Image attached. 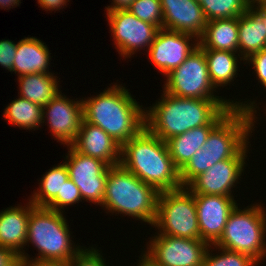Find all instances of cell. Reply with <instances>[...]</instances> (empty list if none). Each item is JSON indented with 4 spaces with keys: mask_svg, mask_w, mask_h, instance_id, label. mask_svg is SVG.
Masks as SVG:
<instances>
[{
    "mask_svg": "<svg viewBox=\"0 0 266 266\" xmlns=\"http://www.w3.org/2000/svg\"><path fill=\"white\" fill-rule=\"evenodd\" d=\"M250 6H255V3H257L256 5L259 4H266V0H248Z\"/></svg>",
    "mask_w": 266,
    "mask_h": 266,
    "instance_id": "b9f144b4",
    "label": "cell"
},
{
    "mask_svg": "<svg viewBox=\"0 0 266 266\" xmlns=\"http://www.w3.org/2000/svg\"><path fill=\"white\" fill-rule=\"evenodd\" d=\"M43 107L20 96L13 100L4 110V118L19 128H39L43 122Z\"/></svg>",
    "mask_w": 266,
    "mask_h": 266,
    "instance_id": "484cf974",
    "label": "cell"
},
{
    "mask_svg": "<svg viewBox=\"0 0 266 266\" xmlns=\"http://www.w3.org/2000/svg\"><path fill=\"white\" fill-rule=\"evenodd\" d=\"M247 61L253 65L259 82L266 88V48L252 54Z\"/></svg>",
    "mask_w": 266,
    "mask_h": 266,
    "instance_id": "836d02e7",
    "label": "cell"
},
{
    "mask_svg": "<svg viewBox=\"0 0 266 266\" xmlns=\"http://www.w3.org/2000/svg\"><path fill=\"white\" fill-rule=\"evenodd\" d=\"M27 204L26 207L15 206L0 212V246L16 252L21 261L29 258L23 247L26 245L28 220L34 204L30 200Z\"/></svg>",
    "mask_w": 266,
    "mask_h": 266,
    "instance_id": "d6986e66",
    "label": "cell"
},
{
    "mask_svg": "<svg viewBox=\"0 0 266 266\" xmlns=\"http://www.w3.org/2000/svg\"><path fill=\"white\" fill-rule=\"evenodd\" d=\"M119 164L159 192L182 187L166 142L146 127L121 146Z\"/></svg>",
    "mask_w": 266,
    "mask_h": 266,
    "instance_id": "3957f363",
    "label": "cell"
},
{
    "mask_svg": "<svg viewBox=\"0 0 266 266\" xmlns=\"http://www.w3.org/2000/svg\"><path fill=\"white\" fill-rule=\"evenodd\" d=\"M83 117L104 130L121 146L145 127V110L122 85H113L83 100Z\"/></svg>",
    "mask_w": 266,
    "mask_h": 266,
    "instance_id": "277c9868",
    "label": "cell"
},
{
    "mask_svg": "<svg viewBox=\"0 0 266 266\" xmlns=\"http://www.w3.org/2000/svg\"><path fill=\"white\" fill-rule=\"evenodd\" d=\"M192 38L195 36L164 28L159 29L148 49L151 62L166 76L180 66L199 46L196 39H194L196 43L190 45Z\"/></svg>",
    "mask_w": 266,
    "mask_h": 266,
    "instance_id": "4fadbf2b",
    "label": "cell"
},
{
    "mask_svg": "<svg viewBox=\"0 0 266 266\" xmlns=\"http://www.w3.org/2000/svg\"><path fill=\"white\" fill-rule=\"evenodd\" d=\"M245 164V159L221 160L196 176L186 187L193 194L233 196L231 188L238 183Z\"/></svg>",
    "mask_w": 266,
    "mask_h": 266,
    "instance_id": "2e32d148",
    "label": "cell"
},
{
    "mask_svg": "<svg viewBox=\"0 0 266 266\" xmlns=\"http://www.w3.org/2000/svg\"><path fill=\"white\" fill-rule=\"evenodd\" d=\"M140 258H141V260H139L140 262L138 263L137 266H155L150 261H148L144 256H142Z\"/></svg>",
    "mask_w": 266,
    "mask_h": 266,
    "instance_id": "60d3db41",
    "label": "cell"
},
{
    "mask_svg": "<svg viewBox=\"0 0 266 266\" xmlns=\"http://www.w3.org/2000/svg\"><path fill=\"white\" fill-rule=\"evenodd\" d=\"M38 4H40V7H42L44 10H60L61 7L66 5L69 0H37Z\"/></svg>",
    "mask_w": 266,
    "mask_h": 266,
    "instance_id": "d590c367",
    "label": "cell"
},
{
    "mask_svg": "<svg viewBox=\"0 0 266 266\" xmlns=\"http://www.w3.org/2000/svg\"><path fill=\"white\" fill-rule=\"evenodd\" d=\"M265 232L266 213L261 205L243 210L236 205L214 246L248 255L258 263L266 258Z\"/></svg>",
    "mask_w": 266,
    "mask_h": 266,
    "instance_id": "52a82bcc",
    "label": "cell"
},
{
    "mask_svg": "<svg viewBox=\"0 0 266 266\" xmlns=\"http://www.w3.org/2000/svg\"><path fill=\"white\" fill-rule=\"evenodd\" d=\"M163 28L190 34L198 40L206 27L207 19L200 2L196 0H160Z\"/></svg>",
    "mask_w": 266,
    "mask_h": 266,
    "instance_id": "e0dca14e",
    "label": "cell"
},
{
    "mask_svg": "<svg viewBox=\"0 0 266 266\" xmlns=\"http://www.w3.org/2000/svg\"><path fill=\"white\" fill-rule=\"evenodd\" d=\"M79 188L69 178L61 188V195H57L46 207L54 211L61 212L64 206L74 205L81 200Z\"/></svg>",
    "mask_w": 266,
    "mask_h": 266,
    "instance_id": "4dcf8cb0",
    "label": "cell"
},
{
    "mask_svg": "<svg viewBox=\"0 0 266 266\" xmlns=\"http://www.w3.org/2000/svg\"><path fill=\"white\" fill-rule=\"evenodd\" d=\"M64 162L69 178L79 188L83 200L101 206L104 199L109 166L94 157L77 152L71 145Z\"/></svg>",
    "mask_w": 266,
    "mask_h": 266,
    "instance_id": "8fae6325",
    "label": "cell"
},
{
    "mask_svg": "<svg viewBox=\"0 0 266 266\" xmlns=\"http://www.w3.org/2000/svg\"><path fill=\"white\" fill-rule=\"evenodd\" d=\"M42 114L43 123L47 118L52 135L68 147L77 138L84 119L83 102L82 100L73 101L58 93L50 103L43 106Z\"/></svg>",
    "mask_w": 266,
    "mask_h": 266,
    "instance_id": "9a60e30c",
    "label": "cell"
},
{
    "mask_svg": "<svg viewBox=\"0 0 266 266\" xmlns=\"http://www.w3.org/2000/svg\"><path fill=\"white\" fill-rule=\"evenodd\" d=\"M162 95L145 110V127L165 142L199 126L217 125L234 107L251 110L252 114L257 111L255 102L181 98L164 91Z\"/></svg>",
    "mask_w": 266,
    "mask_h": 266,
    "instance_id": "6da1fadb",
    "label": "cell"
},
{
    "mask_svg": "<svg viewBox=\"0 0 266 266\" xmlns=\"http://www.w3.org/2000/svg\"><path fill=\"white\" fill-rule=\"evenodd\" d=\"M215 126H199L166 141L169 154L179 171L188 163L196 151L203 147L209 133Z\"/></svg>",
    "mask_w": 266,
    "mask_h": 266,
    "instance_id": "603a6c76",
    "label": "cell"
},
{
    "mask_svg": "<svg viewBox=\"0 0 266 266\" xmlns=\"http://www.w3.org/2000/svg\"><path fill=\"white\" fill-rule=\"evenodd\" d=\"M166 78L163 91L168 94L181 98L225 100L213 95L215 87L210 80L204 50L200 46Z\"/></svg>",
    "mask_w": 266,
    "mask_h": 266,
    "instance_id": "9c48e42d",
    "label": "cell"
},
{
    "mask_svg": "<svg viewBox=\"0 0 266 266\" xmlns=\"http://www.w3.org/2000/svg\"><path fill=\"white\" fill-rule=\"evenodd\" d=\"M220 255L210 254L208 248L202 266H255L258 263L250 256L240 252L218 247ZM213 255V256H212Z\"/></svg>",
    "mask_w": 266,
    "mask_h": 266,
    "instance_id": "f546056e",
    "label": "cell"
},
{
    "mask_svg": "<svg viewBox=\"0 0 266 266\" xmlns=\"http://www.w3.org/2000/svg\"><path fill=\"white\" fill-rule=\"evenodd\" d=\"M265 48L266 29L262 16L254 6H250L238 17V50L242 56L239 58L245 61L252 54Z\"/></svg>",
    "mask_w": 266,
    "mask_h": 266,
    "instance_id": "ffe728a7",
    "label": "cell"
},
{
    "mask_svg": "<svg viewBox=\"0 0 266 266\" xmlns=\"http://www.w3.org/2000/svg\"><path fill=\"white\" fill-rule=\"evenodd\" d=\"M0 266H21L20 255L0 246Z\"/></svg>",
    "mask_w": 266,
    "mask_h": 266,
    "instance_id": "e575fe53",
    "label": "cell"
},
{
    "mask_svg": "<svg viewBox=\"0 0 266 266\" xmlns=\"http://www.w3.org/2000/svg\"><path fill=\"white\" fill-rule=\"evenodd\" d=\"M71 146L79 153L105 162L109 167L117 166L121 158V145L100 127L82 121L77 138Z\"/></svg>",
    "mask_w": 266,
    "mask_h": 266,
    "instance_id": "ac0fdd59",
    "label": "cell"
},
{
    "mask_svg": "<svg viewBox=\"0 0 266 266\" xmlns=\"http://www.w3.org/2000/svg\"><path fill=\"white\" fill-rule=\"evenodd\" d=\"M140 20L163 28V13L160 0H135L127 9Z\"/></svg>",
    "mask_w": 266,
    "mask_h": 266,
    "instance_id": "f1b7e54d",
    "label": "cell"
},
{
    "mask_svg": "<svg viewBox=\"0 0 266 266\" xmlns=\"http://www.w3.org/2000/svg\"><path fill=\"white\" fill-rule=\"evenodd\" d=\"M207 21L236 18L250 7L248 0H200Z\"/></svg>",
    "mask_w": 266,
    "mask_h": 266,
    "instance_id": "83f0119b",
    "label": "cell"
},
{
    "mask_svg": "<svg viewBox=\"0 0 266 266\" xmlns=\"http://www.w3.org/2000/svg\"><path fill=\"white\" fill-rule=\"evenodd\" d=\"M69 179L67 166H53L40 180V187L33 193L30 201L38 207H46L57 195H61L63 184Z\"/></svg>",
    "mask_w": 266,
    "mask_h": 266,
    "instance_id": "4316f807",
    "label": "cell"
},
{
    "mask_svg": "<svg viewBox=\"0 0 266 266\" xmlns=\"http://www.w3.org/2000/svg\"><path fill=\"white\" fill-rule=\"evenodd\" d=\"M158 195L155 187L141 181L119 164L108 170L101 206L108 212L126 214L152 226L157 215Z\"/></svg>",
    "mask_w": 266,
    "mask_h": 266,
    "instance_id": "5b68a950",
    "label": "cell"
},
{
    "mask_svg": "<svg viewBox=\"0 0 266 266\" xmlns=\"http://www.w3.org/2000/svg\"><path fill=\"white\" fill-rule=\"evenodd\" d=\"M19 3H21L20 0H0V8L9 9L11 6H18Z\"/></svg>",
    "mask_w": 266,
    "mask_h": 266,
    "instance_id": "f35d334b",
    "label": "cell"
},
{
    "mask_svg": "<svg viewBox=\"0 0 266 266\" xmlns=\"http://www.w3.org/2000/svg\"><path fill=\"white\" fill-rule=\"evenodd\" d=\"M262 16V21L265 25V29H266V4H259V5H255L254 7Z\"/></svg>",
    "mask_w": 266,
    "mask_h": 266,
    "instance_id": "ab89813d",
    "label": "cell"
},
{
    "mask_svg": "<svg viewBox=\"0 0 266 266\" xmlns=\"http://www.w3.org/2000/svg\"><path fill=\"white\" fill-rule=\"evenodd\" d=\"M17 44L11 40H0V65L13 72V63L16 55Z\"/></svg>",
    "mask_w": 266,
    "mask_h": 266,
    "instance_id": "d6a6232c",
    "label": "cell"
},
{
    "mask_svg": "<svg viewBox=\"0 0 266 266\" xmlns=\"http://www.w3.org/2000/svg\"><path fill=\"white\" fill-rule=\"evenodd\" d=\"M57 76L52 73H37L18 76L20 97L40 106H46L61 91Z\"/></svg>",
    "mask_w": 266,
    "mask_h": 266,
    "instance_id": "cb8c5ba5",
    "label": "cell"
},
{
    "mask_svg": "<svg viewBox=\"0 0 266 266\" xmlns=\"http://www.w3.org/2000/svg\"><path fill=\"white\" fill-rule=\"evenodd\" d=\"M200 238L214 245L221 237L231 211L236 207L233 196L193 194Z\"/></svg>",
    "mask_w": 266,
    "mask_h": 266,
    "instance_id": "5bb4252c",
    "label": "cell"
},
{
    "mask_svg": "<svg viewBox=\"0 0 266 266\" xmlns=\"http://www.w3.org/2000/svg\"><path fill=\"white\" fill-rule=\"evenodd\" d=\"M45 43L35 37H25L17 43L13 71L19 76L37 73H50L48 65L50 51Z\"/></svg>",
    "mask_w": 266,
    "mask_h": 266,
    "instance_id": "44dd1931",
    "label": "cell"
},
{
    "mask_svg": "<svg viewBox=\"0 0 266 266\" xmlns=\"http://www.w3.org/2000/svg\"><path fill=\"white\" fill-rule=\"evenodd\" d=\"M62 212L47 207L33 206L29 215L27 243L39 251L32 260L68 263L81 247L73 245L70 231Z\"/></svg>",
    "mask_w": 266,
    "mask_h": 266,
    "instance_id": "8992f818",
    "label": "cell"
},
{
    "mask_svg": "<svg viewBox=\"0 0 266 266\" xmlns=\"http://www.w3.org/2000/svg\"><path fill=\"white\" fill-rule=\"evenodd\" d=\"M198 45L202 49H215L237 53L238 17L207 21L204 32L198 39Z\"/></svg>",
    "mask_w": 266,
    "mask_h": 266,
    "instance_id": "7402d4cb",
    "label": "cell"
},
{
    "mask_svg": "<svg viewBox=\"0 0 266 266\" xmlns=\"http://www.w3.org/2000/svg\"><path fill=\"white\" fill-rule=\"evenodd\" d=\"M209 76L215 88L232 82L237 75L238 59L236 53L215 49H203Z\"/></svg>",
    "mask_w": 266,
    "mask_h": 266,
    "instance_id": "d4e9b609",
    "label": "cell"
},
{
    "mask_svg": "<svg viewBox=\"0 0 266 266\" xmlns=\"http://www.w3.org/2000/svg\"><path fill=\"white\" fill-rule=\"evenodd\" d=\"M153 226L163 235L201 240L193 193L187 187L159 192Z\"/></svg>",
    "mask_w": 266,
    "mask_h": 266,
    "instance_id": "ba28073f",
    "label": "cell"
},
{
    "mask_svg": "<svg viewBox=\"0 0 266 266\" xmlns=\"http://www.w3.org/2000/svg\"><path fill=\"white\" fill-rule=\"evenodd\" d=\"M95 248L81 249L69 262V266H107L103 256Z\"/></svg>",
    "mask_w": 266,
    "mask_h": 266,
    "instance_id": "1f68e13d",
    "label": "cell"
},
{
    "mask_svg": "<svg viewBox=\"0 0 266 266\" xmlns=\"http://www.w3.org/2000/svg\"><path fill=\"white\" fill-rule=\"evenodd\" d=\"M251 110L233 108L209 133L203 147L179 171L182 187L212 165L226 159H246L247 140L257 117Z\"/></svg>",
    "mask_w": 266,
    "mask_h": 266,
    "instance_id": "7a4b0ae2",
    "label": "cell"
},
{
    "mask_svg": "<svg viewBox=\"0 0 266 266\" xmlns=\"http://www.w3.org/2000/svg\"><path fill=\"white\" fill-rule=\"evenodd\" d=\"M111 6L106 7L107 12H114L117 10H126L135 0H112Z\"/></svg>",
    "mask_w": 266,
    "mask_h": 266,
    "instance_id": "74e56055",
    "label": "cell"
},
{
    "mask_svg": "<svg viewBox=\"0 0 266 266\" xmlns=\"http://www.w3.org/2000/svg\"><path fill=\"white\" fill-rule=\"evenodd\" d=\"M143 256L155 266H202L211 246L198 239L159 234L149 242Z\"/></svg>",
    "mask_w": 266,
    "mask_h": 266,
    "instance_id": "30bf717a",
    "label": "cell"
},
{
    "mask_svg": "<svg viewBox=\"0 0 266 266\" xmlns=\"http://www.w3.org/2000/svg\"><path fill=\"white\" fill-rule=\"evenodd\" d=\"M110 32L123 57H131L139 48H150L159 28L134 16L129 10L107 12ZM132 54V55H131Z\"/></svg>",
    "mask_w": 266,
    "mask_h": 266,
    "instance_id": "7c38bea8",
    "label": "cell"
},
{
    "mask_svg": "<svg viewBox=\"0 0 266 266\" xmlns=\"http://www.w3.org/2000/svg\"><path fill=\"white\" fill-rule=\"evenodd\" d=\"M21 266H69L68 263L39 261V260H22Z\"/></svg>",
    "mask_w": 266,
    "mask_h": 266,
    "instance_id": "8d00e7d4",
    "label": "cell"
}]
</instances>
